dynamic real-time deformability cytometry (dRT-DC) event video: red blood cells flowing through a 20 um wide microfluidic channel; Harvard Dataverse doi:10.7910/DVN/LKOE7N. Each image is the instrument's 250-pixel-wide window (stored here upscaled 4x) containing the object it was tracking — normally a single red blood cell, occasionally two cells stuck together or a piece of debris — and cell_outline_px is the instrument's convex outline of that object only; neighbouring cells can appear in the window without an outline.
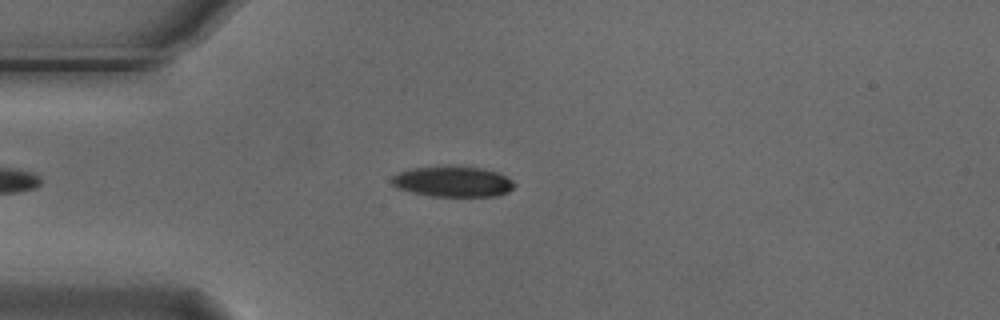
{"species": "Egyptian fruit bat (a non-hibernating species)", "species_latin": "Rousettus aegyptiacus", "temperature_condition": "cold", "stored_images_in_passage": 4, "camera_frame_rate_fps": 3000, "um_per_image_px": 0.085, "animal": {"sex": "male"}, "frame": {"image": 1, "passage_image": 4, "time_ms": 1.0, "image_size_px": [1000, 320], "cell_outline_px": [[516, 184], [508, 192], [496, 196], [432, 196], [412, 192], [396, 188], [392, 184], [392, 176], [400, 172], [412, 168], [444, 164], [448, 164], [484, 168], [500, 172], [512, 180]], "centroid_in_image_um": [38.51, 15.4], "position_along_channel_um": 46.5, "area_um2": 22.43}}